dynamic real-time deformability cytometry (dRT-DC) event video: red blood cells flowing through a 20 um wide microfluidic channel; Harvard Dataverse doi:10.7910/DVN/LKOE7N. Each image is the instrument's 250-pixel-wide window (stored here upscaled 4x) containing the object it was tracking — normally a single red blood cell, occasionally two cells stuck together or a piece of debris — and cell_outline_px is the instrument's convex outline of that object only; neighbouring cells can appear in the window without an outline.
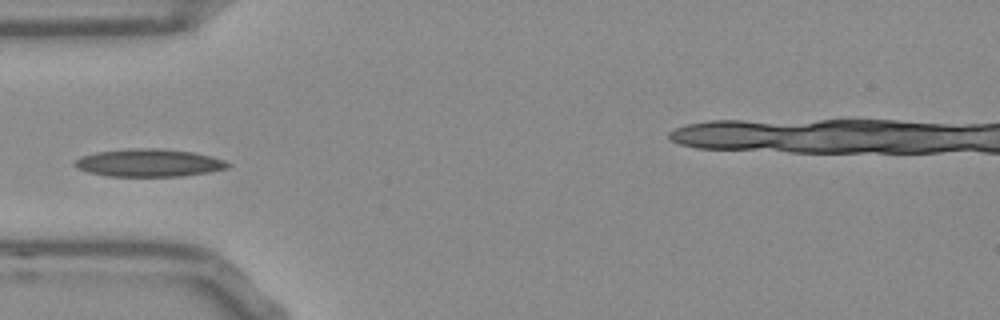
{"species": "Egyptian fruit bat (a non-hibernating species)", "species_latin": "Rousettus aegyptiacus", "temperature_condition": "room temperature", "stored_images_in_passage": 39, "camera_frame_rate_fps": 3000, "um_per_image_px": 0.085, "frame": {"image": 1, "passage_image": 1, "time_ms": 0.0, "image_size_px": [1000, 320], "cell_outline_px": [[232, 164], [228, 168], [208, 172], [184, 176], [108, 176], [88, 172], [76, 168], [72, 164], [80, 156], [96, 152], [128, 148], [160, 148], [192, 152], [212, 156], [224, 160]], "centroid_in_image_um": [12.65, 13.84], "position_along_channel_um": 72.4, "area_um2": 24.91}}
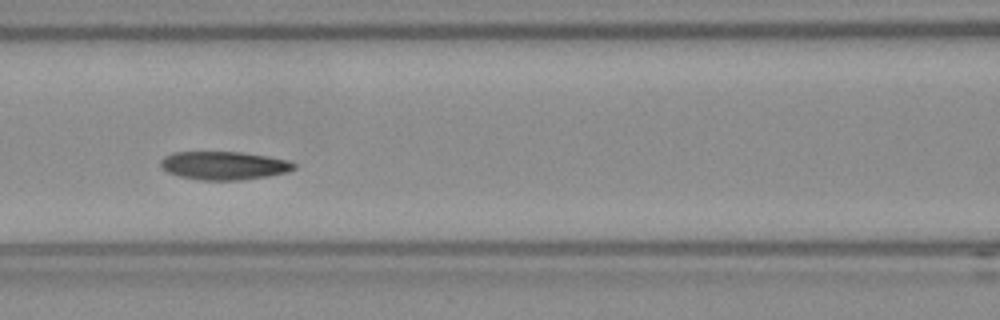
{"frame": {"image": 2, "passage_image": 7, "time_ms": 2.0, "image_size_px": [1000, 320], "cell_outline_px": [[296, 168], [288, 172], [268, 176], [240, 180], [204, 180], [180, 176], [168, 172], [160, 168], [160, 160], [164, 156], [172, 152], [240, 152], [268, 156], [288, 160], [296, 164]], "centroid_in_image_um": [19.03, 14.06], "position_along_channel_um": 147.6, "area_um2": 22.08}}
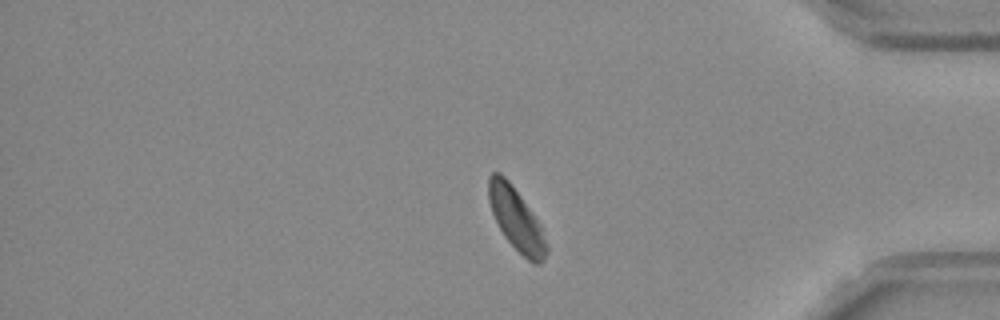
{"frame": {"image": 3, "passage_image": 29, "time_ms": 9.333, "image_size_px": [1000, 320], "cell_outline_px": [[548, 252], [544, 260], [540, 264], [536, 264], [528, 260], [504, 236], [492, 212], [488, 200], [488, 176], [492, 172], [500, 172], [512, 184], [540, 224], [548, 244]], "centroid_in_image_um": [43.89, 18.62], "position_along_channel_um": 391.3, "area_um2": 20.92}}